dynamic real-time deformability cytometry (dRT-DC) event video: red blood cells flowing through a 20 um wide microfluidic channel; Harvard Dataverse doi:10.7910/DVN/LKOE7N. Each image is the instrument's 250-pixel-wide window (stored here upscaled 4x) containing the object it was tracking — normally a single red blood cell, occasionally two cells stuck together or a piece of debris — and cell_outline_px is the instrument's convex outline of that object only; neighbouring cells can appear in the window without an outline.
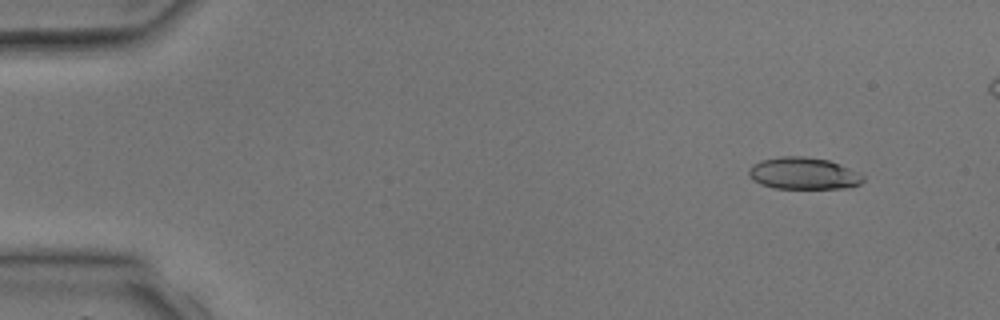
{"species": "common noctule bat (a hibernating species)", "species_latin": "Nyctalus noctula", "temperature_condition": "room temperature", "stored_images_in_passage": 4, "camera_frame_rate_fps": 3000, "um_per_image_px": 0.085, "animal": {"sex": "male", "body_mass_g": 17.9, "forearm_length_mm": 54.2}, "frame": {"image": 1, "passage_image": 1, "time_ms": 0.0, "image_size_px": [1000, 320], "cell_outline_px": [[864, 180], [860, 184], [848, 188], [776, 188], [760, 184], [752, 180], [748, 176], [748, 168], [752, 164], [760, 160], [780, 156], [804, 156], [828, 160], [840, 164], [860, 172], [864, 176]], "centroid_in_image_um": [68.28, 14.73], "position_along_channel_um": 16.7, "area_um2": 21.56}}